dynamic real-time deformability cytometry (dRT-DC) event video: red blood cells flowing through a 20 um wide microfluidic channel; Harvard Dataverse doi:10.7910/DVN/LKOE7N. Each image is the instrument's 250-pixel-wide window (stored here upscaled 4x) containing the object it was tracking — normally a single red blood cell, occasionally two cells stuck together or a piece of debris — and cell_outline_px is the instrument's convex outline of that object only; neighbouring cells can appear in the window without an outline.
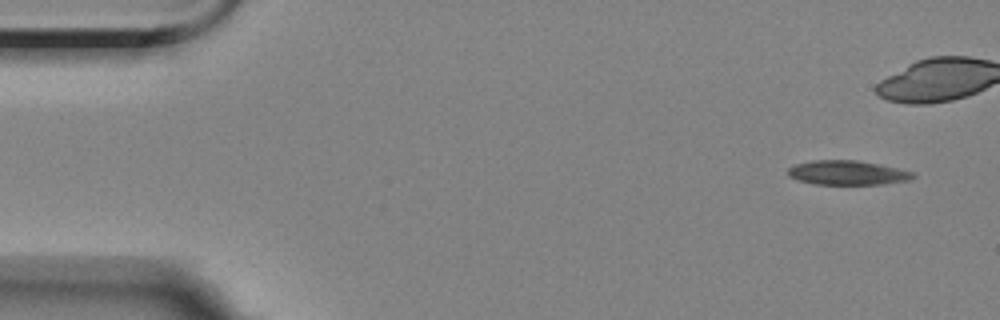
{"species": "Egyptian fruit bat (a non-hibernating species)", "species_latin": "Rousettus aegyptiacus", "temperature_condition": "room temperature", "stored_images_in_passage": 6, "camera_frame_rate_fps": 3000, "um_per_image_px": 0.085, "animal": {"sex": "female"}, "frame": {"image": 1, "passage_image": 1, "time_ms": 0.0, "image_size_px": [1000, 320], "cell_outline_px": [[916, 176], [908, 180], [884, 184], [812, 184], [796, 180], [788, 176], [788, 168], [792, 164], [812, 160], [856, 160], [916, 172]], "centroid_in_image_um": [71.98, 14.68], "position_along_channel_um": 13.0, "area_um2": 17.86}}